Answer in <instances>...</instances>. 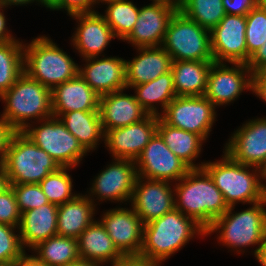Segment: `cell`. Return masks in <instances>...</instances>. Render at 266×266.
Here are the masks:
<instances>
[{
    "label": "cell",
    "mask_w": 266,
    "mask_h": 266,
    "mask_svg": "<svg viewBox=\"0 0 266 266\" xmlns=\"http://www.w3.org/2000/svg\"><path fill=\"white\" fill-rule=\"evenodd\" d=\"M175 209L207 230L229 208L223 194L203 169H191L175 185Z\"/></svg>",
    "instance_id": "cell-1"
},
{
    "label": "cell",
    "mask_w": 266,
    "mask_h": 266,
    "mask_svg": "<svg viewBox=\"0 0 266 266\" xmlns=\"http://www.w3.org/2000/svg\"><path fill=\"white\" fill-rule=\"evenodd\" d=\"M195 235L204 237L206 230L194 219L174 208L144 225L139 256L165 261L181 250Z\"/></svg>",
    "instance_id": "cell-2"
},
{
    "label": "cell",
    "mask_w": 266,
    "mask_h": 266,
    "mask_svg": "<svg viewBox=\"0 0 266 266\" xmlns=\"http://www.w3.org/2000/svg\"><path fill=\"white\" fill-rule=\"evenodd\" d=\"M265 207L266 199L236 213L233 212L235 206H230L222 216L214 220L206 230V235L218 232V243L235 249L238 252L237 254L244 253V249L248 246L257 245L253 251L257 260L264 246L266 236Z\"/></svg>",
    "instance_id": "cell-3"
},
{
    "label": "cell",
    "mask_w": 266,
    "mask_h": 266,
    "mask_svg": "<svg viewBox=\"0 0 266 266\" xmlns=\"http://www.w3.org/2000/svg\"><path fill=\"white\" fill-rule=\"evenodd\" d=\"M0 99L5 103L0 115L15 131H23L30 123L53 116L51 89L23 73ZM37 119L36 122L32 121Z\"/></svg>",
    "instance_id": "cell-4"
},
{
    "label": "cell",
    "mask_w": 266,
    "mask_h": 266,
    "mask_svg": "<svg viewBox=\"0 0 266 266\" xmlns=\"http://www.w3.org/2000/svg\"><path fill=\"white\" fill-rule=\"evenodd\" d=\"M23 68L27 76L51 90L79 74V65L45 35L24 44Z\"/></svg>",
    "instance_id": "cell-5"
},
{
    "label": "cell",
    "mask_w": 266,
    "mask_h": 266,
    "mask_svg": "<svg viewBox=\"0 0 266 266\" xmlns=\"http://www.w3.org/2000/svg\"><path fill=\"white\" fill-rule=\"evenodd\" d=\"M223 153L221 160L207 161L202 168L223 194L227 205L235 206L240 202L252 205L265 200L266 191L260 184L258 168L236 162Z\"/></svg>",
    "instance_id": "cell-6"
},
{
    "label": "cell",
    "mask_w": 266,
    "mask_h": 266,
    "mask_svg": "<svg viewBox=\"0 0 266 266\" xmlns=\"http://www.w3.org/2000/svg\"><path fill=\"white\" fill-rule=\"evenodd\" d=\"M3 166L10 184H39L60 166L22 131L9 141Z\"/></svg>",
    "instance_id": "cell-7"
},
{
    "label": "cell",
    "mask_w": 266,
    "mask_h": 266,
    "mask_svg": "<svg viewBox=\"0 0 266 266\" xmlns=\"http://www.w3.org/2000/svg\"><path fill=\"white\" fill-rule=\"evenodd\" d=\"M162 47L172 61H214L210 30L188 18L179 9L168 23Z\"/></svg>",
    "instance_id": "cell-8"
},
{
    "label": "cell",
    "mask_w": 266,
    "mask_h": 266,
    "mask_svg": "<svg viewBox=\"0 0 266 266\" xmlns=\"http://www.w3.org/2000/svg\"><path fill=\"white\" fill-rule=\"evenodd\" d=\"M39 122L41 124L35 127L34 123H29L22 132L48 153L60 167L76 168L87 154L78 139L57 117L52 116Z\"/></svg>",
    "instance_id": "cell-9"
},
{
    "label": "cell",
    "mask_w": 266,
    "mask_h": 266,
    "mask_svg": "<svg viewBox=\"0 0 266 266\" xmlns=\"http://www.w3.org/2000/svg\"><path fill=\"white\" fill-rule=\"evenodd\" d=\"M216 107L202 96H176L159 115L168 125L200 135L205 141L216 122Z\"/></svg>",
    "instance_id": "cell-10"
},
{
    "label": "cell",
    "mask_w": 266,
    "mask_h": 266,
    "mask_svg": "<svg viewBox=\"0 0 266 266\" xmlns=\"http://www.w3.org/2000/svg\"><path fill=\"white\" fill-rule=\"evenodd\" d=\"M137 177L134 160L114 159L108 167L97 174L87 196L93 203L94 200L130 203Z\"/></svg>",
    "instance_id": "cell-11"
},
{
    "label": "cell",
    "mask_w": 266,
    "mask_h": 266,
    "mask_svg": "<svg viewBox=\"0 0 266 266\" xmlns=\"http://www.w3.org/2000/svg\"><path fill=\"white\" fill-rule=\"evenodd\" d=\"M135 166L139 177L169 182L179 181L191 170L157 132L135 160Z\"/></svg>",
    "instance_id": "cell-12"
},
{
    "label": "cell",
    "mask_w": 266,
    "mask_h": 266,
    "mask_svg": "<svg viewBox=\"0 0 266 266\" xmlns=\"http://www.w3.org/2000/svg\"><path fill=\"white\" fill-rule=\"evenodd\" d=\"M213 62L207 77V89L204 94L215 107L228 105L239 98L246 89L252 91V76L245 63ZM247 74V75H246Z\"/></svg>",
    "instance_id": "cell-13"
},
{
    "label": "cell",
    "mask_w": 266,
    "mask_h": 266,
    "mask_svg": "<svg viewBox=\"0 0 266 266\" xmlns=\"http://www.w3.org/2000/svg\"><path fill=\"white\" fill-rule=\"evenodd\" d=\"M245 32L246 16L226 14L219 24L210 30L214 62L247 64Z\"/></svg>",
    "instance_id": "cell-14"
},
{
    "label": "cell",
    "mask_w": 266,
    "mask_h": 266,
    "mask_svg": "<svg viewBox=\"0 0 266 266\" xmlns=\"http://www.w3.org/2000/svg\"><path fill=\"white\" fill-rule=\"evenodd\" d=\"M101 217L100 222L117 250L124 256H139L144 224L133 208L116 207Z\"/></svg>",
    "instance_id": "cell-15"
},
{
    "label": "cell",
    "mask_w": 266,
    "mask_h": 266,
    "mask_svg": "<svg viewBox=\"0 0 266 266\" xmlns=\"http://www.w3.org/2000/svg\"><path fill=\"white\" fill-rule=\"evenodd\" d=\"M139 8V16L132 32L123 40L138 47L162 46L168 23L178 9L175 5L158 0Z\"/></svg>",
    "instance_id": "cell-16"
},
{
    "label": "cell",
    "mask_w": 266,
    "mask_h": 266,
    "mask_svg": "<svg viewBox=\"0 0 266 266\" xmlns=\"http://www.w3.org/2000/svg\"><path fill=\"white\" fill-rule=\"evenodd\" d=\"M158 115L149 114L140 122L106 130L104 143L113 159L136 160L157 132Z\"/></svg>",
    "instance_id": "cell-17"
},
{
    "label": "cell",
    "mask_w": 266,
    "mask_h": 266,
    "mask_svg": "<svg viewBox=\"0 0 266 266\" xmlns=\"http://www.w3.org/2000/svg\"><path fill=\"white\" fill-rule=\"evenodd\" d=\"M170 183L137 177L130 203L144 225L175 208L174 189Z\"/></svg>",
    "instance_id": "cell-18"
},
{
    "label": "cell",
    "mask_w": 266,
    "mask_h": 266,
    "mask_svg": "<svg viewBox=\"0 0 266 266\" xmlns=\"http://www.w3.org/2000/svg\"><path fill=\"white\" fill-rule=\"evenodd\" d=\"M224 149L234 161L258 168L266 158V117L250 119L239 127Z\"/></svg>",
    "instance_id": "cell-19"
},
{
    "label": "cell",
    "mask_w": 266,
    "mask_h": 266,
    "mask_svg": "<svg viewBox=\"0 0 266 266\" xmlns=\"http://www.w3.org/2000/svg\"><path fill=\"white\" fill-rule=\"evenodd\" d=\"M78 22L71 44L83 59L101 54L115 37L105 18L98 12L70 16ZM100 54V55H99Z\"/></svg>",
    "instance_id": "cell-20"
},
{
    "label": "cell",
    "mask_w": 266,
    "mask_h": 266,
    "mask_svg": "<svg viewBox=\"0 0 266 266\" xmlns=\"http://www.w3.org/2000/svg\"><path fill=\"white\" fill-rule=\"evenodd\" d=\"M83 60L85 65L79 67V75L98 95L127 89L125 59L97 56Z\"/></svg>",
    "instance_id": "cell-21"
},
{
    "label": "cell",
    "mask_w": 266,
    "mask_h": 266,
    "mask_svg": "<svg viewBox=\"0 0 266 266\" xmlns=\"http://www.w3.org/2000/svg\"><path fill=\"white\" fill-rule=\"evenodd\" d=\"M126 89L100 96L99 114L103 132L140 122L149 114Z\"/></svg>",
    "instance_id": "cell-22"
},
{
    "label": "cell",
    "mask_w": 266,
    "mask_h": 266,
    "mask_svg": "<svg viewBox=\"0 0 266 266\" xmlns=\"http://www.w3.org/2000/svg\"><path fill=\"white\" fill-rule=\"evenodd\" d=\"M54 117L72 111H99L98 95L78 74L51 90Z\"/></svg>",
    "instance_id": "cell-23"
},
{
    "label": "cell",
    "mask_w": 266,
    "mask_h": 266,
    "mask_svg": "<svg viewBox=\"0 0 266 266\" xmlns=\"http://www.w3.org/2000/svg\"><path fill=\"white\" fill-rule=\"evenodd\" d=\"M137 56L125 61L126 86L155 80L171 70L172 59L162 47H138Z\"/></svg>",
    "instance_id": "cell-24"
},
{
    "label": "cell",
    "mask_w": 266,
    "mask_h": 266,
    "mask_svg": "<svg viewBox=\"0 0 266 266\" xmlns=\"http://www.w3.org/2000/svg\"><path fill=\"white\" fill-rule=\"evenodd\" d=\"M58 205L49 203L21 213L18 232L24 250L57 235Z\"/></svg>",
    "instance_id": "cell-25"
},
{
    "label": "cell",
    "mask_w": 266,
    "mask_h": 266,
    "mask_svg": "<svg viewBox=\"0 0 266 266\" xmlns=\"http://www.w3.org/2000/svg\"><path fill=\"white\" fill-rule=\"evenodd\" d=\"M96 203L82 193L74 199L58 205L57 235L78 239L79 235L94 221Z\"/></svg>",
    "instance_id": "cell-26"
},
{
    "label": "cell",
    "mask_w": 266,
    "mask_h": 266,
    "mask_svg": "<svg viewBox=\"0 0 266 266\" xmlns=\"http://www.w3.org/2000/svg\"><path fill=\"white\" fill-rule=\"evenodd\" d=\"M77 242L80 258L100 265L108 264L123 256L113 244L105 227L97 220L79 235Z\"/></svg>",
    "instance_id": "cell-27"
},
{
    "label": "cell",
    "mask_w": 266,
    "mask_h": 266,
    "mask_svg": "<svg viewBox=\"0 0 266 266\" xmlns=\"http://www.w3.org/2000/svg\"><path fill=\"white\" fill-rule=\"evenodd\" d=\"M157 133L161 136L168 148L191 169L202 168L205 162L194 164L199 157L202 144L205 140L198 134L181 130L166 124L158 119Z\"/></svg>",
    "instance_id": "cell-28"
},
{
    "label": "cell",
    "mask_w": 266,
    "mask_h": 266,
    "mask_svg": "<svg viewBox=\"0 0 266 266\" xmlns=\"http://www.w3.org/2000/svg\"><path fill=\"white\" fill-rule=\"evenodd\" d=\"M214 61H172L171 72L177 96H202Z\"/></svg>",
    "instance_id": "cell-29"
},
{
    "label": "cell",
    "mask_w": 266,
    "mask_h": 266,
    "mask_svg": "<svg viewBox=\"0 0 266 266\" xmlns=\"http://www.w3.org/2000/svg\"><path fill=\"white\" fill-rule=\"evenodd\" d=\"M58 118L88 153L98 148L100 139L104 140L99 111H72Z\"/></svg>",
    "instance_id": "cell-30"
},
{
    "label": "cell",
    "mask_w": 266,
    "mask_h": 266,
    "mask_svg": "<svg viewBox=\"0 0 266 266\" xmlns=\"http://www.w3.org/2000/svg\"><path fill=\"white\" fill-rule=\"evenodd\" d=\"M135 90V98L139 104L148 112V114L160 115L168 104L177 96L171 70L143 84L127 86ZM161 106V112H158L156 104ZM155 104V105H154Z\"/></svg>",
    "instance_id": "cell-31"
},
{
    "label": "cell",
    "mask_w": 266,
    "mask_h": 266,
    "mask_svg": "<svg viewBox=\"0 0 266 266\" xmlns=\"http://www.w3.org/2000/svg\"><path fill=\"white\" fill-rule=\"evenodd\" d=\"M48 266H67L80 259L77 239L55 235L31 249Z\"/></svg>",
    "instance_id": "cell-32"
},
{
    "label": "cell",
    "mask_w": 266,
    "mask_h": 266,
    "mask_svg": "<svg viewBox=\"0 0 266 266\" xmlns=\"http://www.w3.org/2000/svg\"><path fill=\"white\" fill-rule=\"evenodd\" d=\"M23 50L22 40L0 44V97L24 73Z\"/></svg>",
    "instance_id": "cell-33"
},
{
    "label": "cell",
    "mask_w": 266,
    "mask_h": 266,
    "mask_svg": "<svg viewBox=\"0 0 266 266\" xmlns=\"http://www.w3.org/2000/svg\"><path fill=\"white\" fill-rule=\"evenodd\" d=\"M105 14H101L116 38L124 40L133 30L139 16V8L129 0H110Z\"/></svg>",
    "instance_id": "cell-34"
},
{
    "label": "cell",
    "mask_w": 266,
    "mask_h": 266,
    "mask_svg": "<svg viewBox=\"0 0 266 266\" xmlns=\"http://www.w3.org/2000/svg\"><path fill=\"white\" fill-rule=\"evenodd\" d=\"M178 9L208 30L217 26L226 15L222 0H185Z\"/></svg>",
    "instance_id": "cell-35"
},
{
    "label": "cell",
    "mask_w": 266,
    "mask_h": 266,
    "mask_svg": "<svg viewBox=\"0 0 266 266\" xmlns=\"http://www.w3.org/2000/svg\"><path fill=\"white\" fill-rule=\"evenodd\" d=\"M70 169L71 167H60L55 172H51L39 183L50 203L61 205L78 195L72 192L73 180L68 173Z\"/></svg>",
    "instance_id": "cell-36"
},
{
    "label": "cell",
    "mask_w": 266,
    "mask_h": 266,
    "mask_svg": "<svg viewBox=\"0 0 266 266\" xmlns=\"http://www.w3.org/2000/svg\"><path fill=\"white\" fill-rule=\"evenodd\" d=\"M245 41L250 57L266 42V12L258 6L246 15Z\"/></svg>",
    "instance_id": "cell-37"
},
{
    "label": "cell",
    "mask_w": 266,
    "mask_h": 266,
    "mask_svg": "<svg viewBox=\"0 0 266 266\" xmlns=\"http://www.w3.org/2000/svg\"><path fill=\"white\" fill-rule=\"evenodd\" d=\"M16 229L18 227L0 223V263L12 266L25 252Z\"/></svg>",
    "instance_id": "cell-38"
},
{
    "label": "cell",
    "mask_w": 266,
    "mask_h": 266,
    "mask_svg": "<svg viewBox=\"0 0 266 266\" xmlns=\"http://www.w3.org/2000/svg\"><path fill=\"white\" fill-rule=\"evenodd\" d=\"M21 213L49 204L39 184H10Z\"/></svg>",
    "instance_id": "cell-39"
},
{
    "label": "cell",
    "mask_w": 266,
    "mask_h": 266,
    "mask_svg": "<svg viewBox=\"0 0 266 266\" xmlns=\"http://www.w3.org/2000/svg\"><path fill=\"white\" fill-rule=\"evenodd\" d=\"M21 212L13 189L9 187L0 194V223L19 227Z\"/></svg>",
    "instance_id": "cell-40"
},
{
    "label": "cell",
    "mask_w": 266,
    "mask_h": 266,
    "mask_svg": "<svg viewBox=\"0 0 266 266\" xmlns=\"http://www.w3.org/2000/svg\"><path fill=\"white\" fill-rule=\"evenodd\" d=\"M93 7V0H58L57 4L51 10H65L68 16H72L75 14L96 12Z\"/></svg>",
    "instance_id": "cell-41"
},
{
    "label": "cell",
    "mask_w": 266,
    "mask_h": 266,
    "mask_svg": "<svg viewBox=\"0 0 266 266\" xmlns=\"http://www.w3.org/2000/svg\"><path fill=\"white\" fill-rule=\"evenodd\" d=\"M226 14L246 16L257 6V0H222Z\"/></svg>",
    "instance_id": "cell-42"
},
{
    "label": "cell",
    "mask_w": 266,
    "mask_h": 266,
    "mask_svg": "<svg viewBox=\"0 0 266 266\" xmlns=\"http://www.w3.org/2000/svg\"><path fill=\"white\" fill-rule=\"evenodd\" d=\"M14 132L15 130L0 117V164L3 163L9 141Z\"/></svg>",
    "instance_id": "cell-43"
},
{
    "label": "cell",
    "mask_w": 266,
    "mask_h": 266,
    "mask_svg": "<svg viewBox=\"0 0 266 266\" xmlns=\"http://www.w3.org/2000/svg\"><path fill=\"white\" fill-rule=\"evenodd\" d=\"M246 65L252 73L260 71L266 65V42L255 51Z\"/></svg>",
    "instance_id": "cell-44"
},
{
    "label": "cell",
    "mask_w": 266,
    "mask_h": 266,
    "mask_svg": "<svg viewBox=\"0 0 266 266\" xmlns=\"http://www.w3.org/2000/svg\"><path fill=\"white\" fill-rule=\"evenodd\" d=\"M252 92L266 103V75L252 76Z\"/></svg>",
    "instance_id": "cell-45"
},
{
    "label": "cell",
    "mask_w": 266,
    "mask_h": 266,
    "mask_svg": "<svg viewBox=\"0 0 266 266\" xmlns=\"http://www.w3.org/2000/svg\"><path fill=\"white\" fill-rule=\"evenodd\" d=\"M4 6L0 5V44L7 43L10 41L17 40L16 37H14L11 33L10 30L8 31L7 29V18L4 16Z\"/></svg>",
    "instance_id": "cell-46"
},
{
    "label": "cell",
    "mask_w": 266,
    "mask_h": 266,
    "mask_svg": "<svg viewBox=\"0 0 266 266\" xmlns=\"http://www.w3.org/2000/svg\"><path fill=\"white\" fill-rule=\"evenodd\" d=\"M26 251L13 263L12 266H48L45 262L39 260L35 254L26 255Z\"/></svg>",
    "instance_id": "cell-47"
},
{
    "label": "cell",
    "mask_w": 266,
    "mask_h": 266,
    "mask_svg": "<svg viewBox=\"0 0 266 266\" xmlns=\"http://www.w3.org/2000/svg\"><path fill=\"white\" fill-rule=\"evenodd\" d=\"M162 262L164 261L134 256V266H161Z\"/></svg>",
    "instance_id": "cell-48"
},
{
    "label": "cell",
    "mask_w": 266,
    "mask_h": 266,
    "mask_svg": "<svg viewBox=\"0 0 266 266\" xmlns=\"http://www.w3.org/2000/svg\"><path fill=\"white\" fill-rule=\"evenodd\" d=\"M10 187L9 179L3 164H0V194Z\"/></svg>",
    "instance_id": "cell-49"
},
{
    "label": "cell",
    "mask_w": 266,
    "mask_h": 266,
    "mask_svg": "<svg viewBox=\"0 0 266 266\" xmlns=\"http://www.w3.org/2000/svg\"><path fill=\"white\" fill-rule=\"evenodd\" d=\"M111 266H134V256H122L110 262Z\"/></svg>",
    "instance_id": "cell-50"
},
{
    "label": "cell",
    "mask_w": 266,
    "mask_h": 266,
    "mask_svg": "<svg viewBox=\"0 0 266 266\" xmlns=\"http://www.w3.org/2000/svg\"><path fill=\"white\" fill-rule=\"evenodd\" d=\"M35 2V0H0V5L4 7H8L9 5L23 6L28 5Z\"/></svg>",
    "instance_id": "cell-51"
},
{
    "label": "cell",
    "mask_w": 266,
    "mask_h": 266,
    "mask_svg": "<svg viewBox=\"0 0 266 266\" xmlns=\"http://www.w3.org/2000/svg\"><path fill=\"white\" fill-rule=\"evenodd\" d=\"M258 173H259L260 184H261L262 188L266 191V181H265V183H263V181L266 180V158L258 167ZM261 179H263V180H261Z\"/></svg>",
    "instance_id": "cell-52"
},
{
    "label": "cell",
    "mask_w": 266,
    "mask_h": 266,
    "mask_svg": "<svg viewBox=\"0 0 266 266\" xmlns=\"http://www.w3.org/2000/svg\"><path fill=\"white\" fill-rule=\"evenodd\" d=\"M67 266H103V265H100L98 263H95V262H92L89 260H84V259L80 258L79 260H77L75 262H71Z\"/></svg>",
    "instance_id": "cell-53"
},
{
    "label": "cell",
    "mask_w": 266,
    "mask_h": 266,
    "mask_svg": "<svg viewBox=\"0 0 266 266\" xmlns=\"http://www.w3.org/2000/svg\"><path fill=\"white\" fill-rule=\"evenodd\" d=\"M257 261L259 262V264H261V266H266V236H265L264 246Z\"/></svg>",
    "instance_id": "cell-54"
},
{
    "label": "cell",
    "mask_w": 266,
    "mask_h": 266,
    "mask_svg": "<svg viewBox=\"0 0 266 266\" xmlns=\"http://www.w3.org/2000/svg\"><path fill=\"white\" fill-rule=\"evenodd\" d=\"M38 5L41 4L50 10L57 4L58 0H35Z\"/></svg>",
    "instance_id": "cell-55"
},
{
    "label": "cell",
    "mask_w": 266,
    "mask_h": 266,
    "mask_svg": "<svg viewBox=\"0 0 266 266\" xmlns=\"http://www.w3.org/2000/svg\"><path fill=\"white\" fill-rule=\"evenodd\" d=\"M158 1H164V2L171 3L175 5L177 8H179L185 0H158Z\"/></svg>",
    "instance_id": "cell-56"
},
{
    "label": "cell",
    "mask_w": 266,
    "mask_h": 266,
    "mask_svg": "<svg viewBox=\"0 0 266 266\" xmlns=\"http://www.w3.org/2000/svg\"><path fill=\"white\" fill-rule=\"evenodd\" d=\"M257 6L264 12H266V0H257Z\"/></svg>",
    "instance_id": "cell-57"
},
{
    "label": "cell",
    "mask_w": 266,
    "mask_h": 266,
    "mask_svg": "<svg viewBox=\"0 0 266 266\" xmlns=\"http://www.w3.org/2000/svg\"><path fill=\"white\" fill-rule=\"evenodd\" d=\"M253 75H266V65L260 71L253 73Z\"/></svg>",
    "instance_id": "cell-58"
},
{
    "label": "cell",
    "mask_w": 266,
    "mask_h": 266,
    "mask_svg": "<svg viewBox=\"0 0 266 266\" xmlns=\"http://www.w3.org/2000/svg\"><path fill=\"white\" fill-rule=\"evenodd\" d=\"M107 1H110V0H93V3H94V5H98V4H100V2L101 3H103V2H107Z\"/></svg>",
    "instance_id": "cell-59"
},
{
    "label": "cell",
    "mask_w": 266,
    "mask_h": 266,
    "mask_svg": "<svg viewBox=\"0 0 266 266\" xmlns=\"http://www.w3.org/2000/svg\"><path fill=\"white\" fill-rule=\"evenodd\" d=\"M0 266H11L9 264L0 263Z\"/></svg>",
    "instance_id": "cell-60"
}]
</instances>
